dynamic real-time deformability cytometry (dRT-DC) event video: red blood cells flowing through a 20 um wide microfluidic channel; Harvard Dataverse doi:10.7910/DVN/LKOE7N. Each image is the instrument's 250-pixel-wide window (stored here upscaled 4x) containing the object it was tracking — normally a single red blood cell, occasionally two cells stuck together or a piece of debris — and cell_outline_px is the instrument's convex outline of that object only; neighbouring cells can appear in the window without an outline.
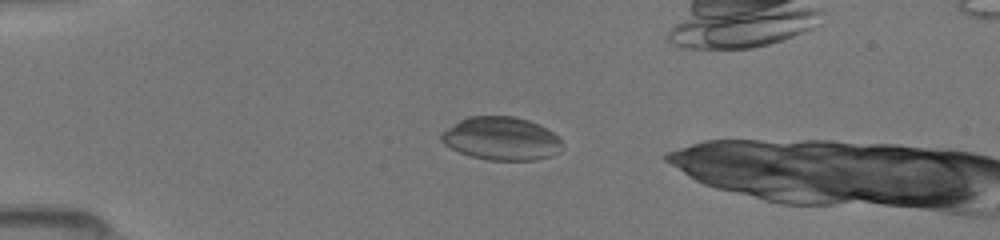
{"species": "common noctule bat (a hibernating species)", "species_latin": "Nyctalus noctula", "temperature_condition": "room temperature", "stored_images_in_passage": 13, "camera_frame_rate_fps": 3000, "um_per_image_px": 0.085, "animal": {"sex": "female", "body_mass_g": 19.5, "forearm_length_mm": 54.1}, "frame": {"image": 1, "passage_image": 7, "time_ms": 2.0, "image_size_px": [1000, 240], "cell_outline_px": [[564, 148], [560, 152], [552, 156], [536, 160], [488, 160], [472, 156], [460, 152], [444, 144], [440, 140], [440, 136], [444, 132], [460, 120], [468, 116], [516, 116], [540, 124], [548, 128], [560, 140]], "centroid_in_image_um": [42.67, 11.78], "position_along_channel_um": 42.3, "area_um2": 30.46}}